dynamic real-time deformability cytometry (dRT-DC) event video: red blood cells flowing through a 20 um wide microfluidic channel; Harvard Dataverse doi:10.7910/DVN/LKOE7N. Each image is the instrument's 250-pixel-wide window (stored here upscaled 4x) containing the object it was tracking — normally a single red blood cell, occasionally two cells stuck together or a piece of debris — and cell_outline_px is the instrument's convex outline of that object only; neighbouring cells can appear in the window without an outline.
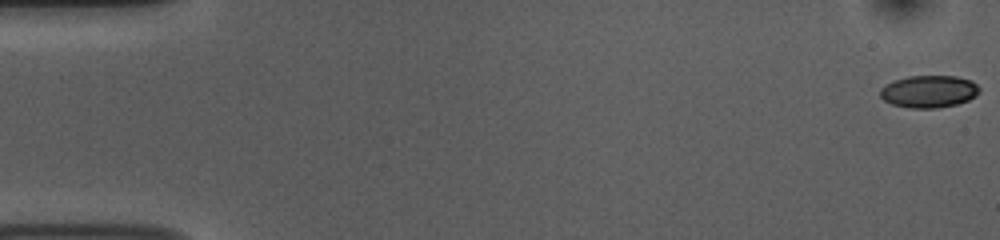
{"species": "common noctule bat (a hibernating species)", "species_latin": "Nyctalus noctula", "temperature_condition": "room temperature", "stored_images_in_passage": 54, "camera_frame_rate_fps": 3000, "um_per_image_px": 0.085, "animal": {"sex": "female", "body_mass_g": 10.0, "forearm_length_mm": 53.1}, "frame": {"image": 1, "passage_image": 1, "time_ms": 0.0, "image_size_px": [1000, 240], "cell_outline_px": [[980, 92], [976, 96], [968, 100], [956, 104], [936, 108], [912, 108], [892, 104], [884, 100], [880, 96], [880, 88], [892, 80], [908, 76], [956, 76], [972, 80], [980, 88]], "centroid_in_image_um": [78.96, 7.76], "position_along_channel_um": 6.0, "area_um2": 18.79}}
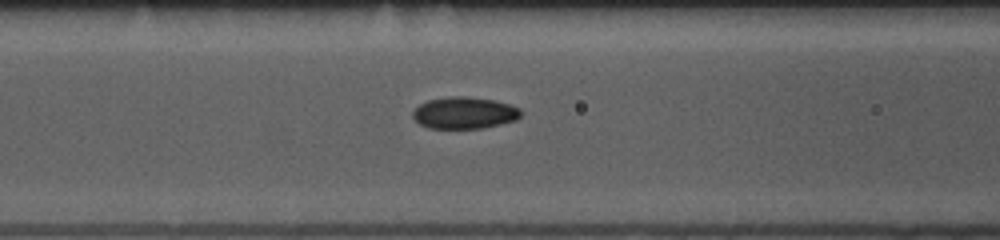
{"frame": {"image": 2, "passage_image": 22, "time_ms": 7.0, "image_size_px": [1000, 240], "cell_outline_px": [[520, 116], [516, 120], [484, 128], [428, 128], [420, 124], [412, 116], [412, 112], [420, 104], [428, 100], [452, 96], [468, 96], [492, 100], [508, 104], [520, 108]], "centroid_in_image_um": [39.46, 9.59], "position_along_channel_um": 127.1, "area_um2": 19.88}}
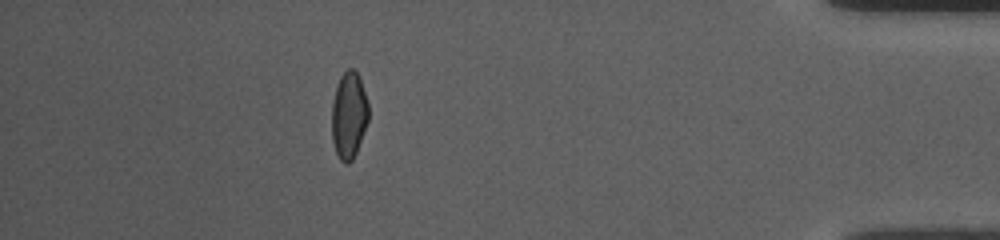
{"frame": {"image": 3, "passage_image": 48, "time_ms": 15.667, "image_size_px": [1000, 240], "cell_outline_px": [[368, 120], [356, 152], [352, 160], [348, 164], [344, 164], [340, 160], [336, 152], [332, 140], [332, 100], [340, 76], [348, 68], [352, 68], [360, 76], [368, 104]], "centroid_in_image_um": [29.64, 9.79], "position_along_channel_um": 405.6, "area_um2": 18.55}, "authors_computed_cell_mechanics": {"area_um2": 19.074, "velocity_mm_per_s": 3.769, "shape_relaxation_time_tau1_ms": 9.4965, "shape_relaxation_time_tau2_ms": 2.531, "deformation_change_tau1": 0.1651, "deformation_change_tau2": 0.0699}}